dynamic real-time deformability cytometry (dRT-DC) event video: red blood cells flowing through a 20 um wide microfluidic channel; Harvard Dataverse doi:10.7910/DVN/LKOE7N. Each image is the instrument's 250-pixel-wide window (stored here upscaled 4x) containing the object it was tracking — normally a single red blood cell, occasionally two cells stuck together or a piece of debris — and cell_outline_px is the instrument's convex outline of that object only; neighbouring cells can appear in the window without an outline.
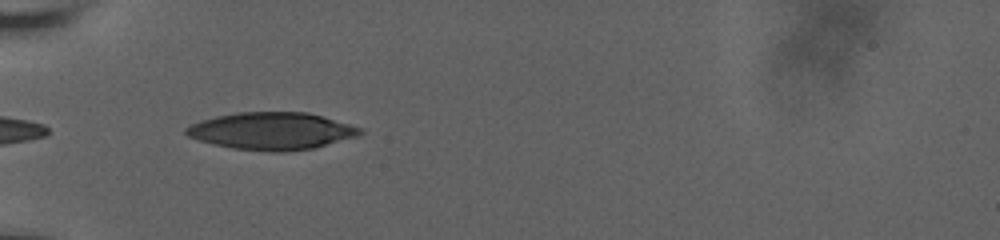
{"species": "human", "species_latin": "Homo sapiens", "temperature_condition": "room temperature", "stored_images_in_passage": 10, "camera_frame_rate_fps": 3000, "um_per_image_px": 0.085, "donor": {"sex": "male"}, "frame": {"image": 1, "passage_image": 1, "time_ms": 0.0, "image_size_px": [1000, 240], "cell_outline_px": [[364, 132], [356, 136], [312, 148], [284, 152], [272, 152], [232, 148], [200, 140], [188, 136], [184, 132], [184, 128], [200, 120], [216, 116], [240, 112], [308, 112], [364, 128]], "centroid_in_image_um": [23.1, 11.13], "position_along_channel_um": 61.9, "area_um2": 37.57}}
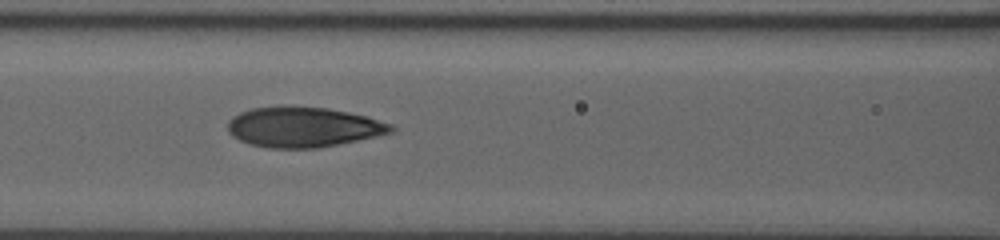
{"frame": {"image": 2, "passage_image": 7, "time_ms": 2.333, "image_size_px": [1000, 240], "cell_outline_px": [[396, 128], [392, 132], [376, 136], [316, 148], [268, 148], [248, 144], [232, 136], [228, 132], [228, 120], [232, 116], [240, 112], [252, 108], [280, 104], [328, 108], [368, 116], [392, 124]], "centroid_in_image_um": [25.73, 10.77], "position_along_channel_um": 140.9, "area_um2": 38.73}}
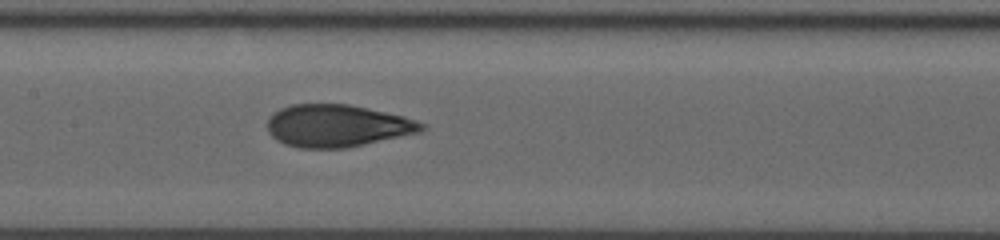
{"frame": {"image": 3, "passage_image": 10, "time_ms": 3.333, "image_size_px": [1000, 240], "cell_outline_px": [[428, 128], [420, 132], [348, 148], [300, 148], [284, 144], [276, 140], [268, 132], [268, 116], [272, 112], [280, 108], [292, 104], [348, 104], [404, 116], [416, 120], [424, 124]], "centroid_in_image_um": [28.65, 10.69], "position_along_channel_um": 178.8, "area_um2": 38.26}}